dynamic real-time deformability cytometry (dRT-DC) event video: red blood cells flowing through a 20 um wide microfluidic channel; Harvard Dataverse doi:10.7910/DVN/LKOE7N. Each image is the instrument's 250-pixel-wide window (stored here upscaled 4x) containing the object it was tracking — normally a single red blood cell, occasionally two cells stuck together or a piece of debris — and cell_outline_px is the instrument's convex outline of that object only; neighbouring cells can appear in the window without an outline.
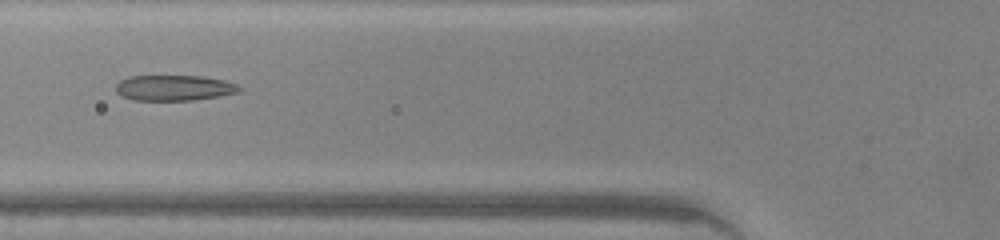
{"species": "common noctule bat (a hibernating species)", "species_latin": "Nyctalus noctula", "temperature_condition": "warm", "stored_images_in_passage": 33, "camera_frame_rate_fps": 3000, "um_per_image_px": 0.085, "animal": {"sex": "male", "body_mass_g": 20.0, "forearm_length_mm": 53.3}, "frame": {"image": 1, "passage_image": 4, "time_ms": 1.0, "image_size_px": [1000, 240], "cell_outline_px": [[244, 88], [240, 92], [192, 100], [136, 100], [120, 96], [116, 92], [116, 84], [120, 80], [128, 76], [200, 76], [224, 80], [236, 84]], "centroid_in_image_um": [14.78, 7.46], "position_along_channel_um": 111.0, "area_um2": 18.38}}
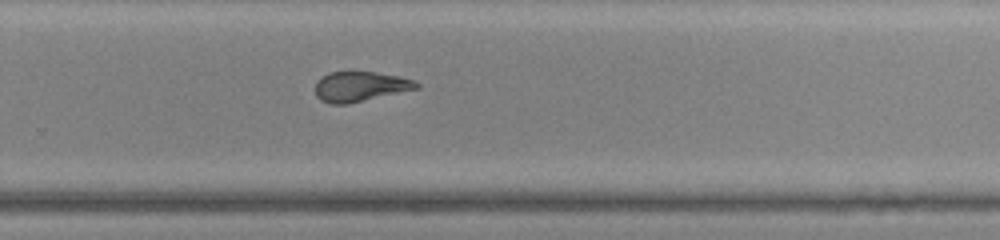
{"frame": {"image": 2, "passage_image": 17, "time_ms": 5.333, "image_size_px": [1000, 240], "cell_outline_px": [[420, 88], [348, 104], [332, 104], [320, 100], [316, 96], [316, 80], [320, 76], [328, 72], [348, 68], [376, 72], [416, 80], [420, 84]], "centroid_in_image_um": [30.58, 7.3], "position_along_channel_um": 299.2, "area_um2": 18.5}}
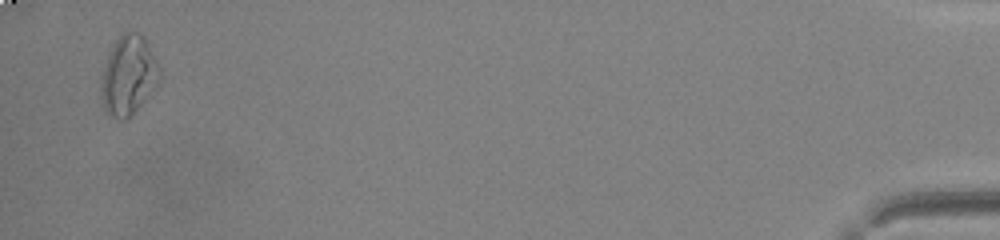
{"frame": {"image": 3, "passage_image": 32, "time_ms": 10.333, "image_size_px": [1000, 240], "cell_outline_px": [[160, 80], [132, 116], [124, 120], [116, 120], [104, 108], [100, 88], [100, 84], [104, 68], [108, 56], [116, 40], [124, 32], [136, 32], [148, 44], [160, 68]], "centroid_in_image_um": [10.92, 6.45], "position_along_channel_um": 424.3, "area_um2": 26.53}, "authors_computed_cell_mechanics": {"area_um2": 18.7272, "velocity_mm_per_s": 4.3587, "shape_relaxation_time_tau1_ms": null, "shape_relaxation_time_tau2_ms": 1.5575, "deformation_change_tau1": null, "deformation_change_tau2": 0.1078}}